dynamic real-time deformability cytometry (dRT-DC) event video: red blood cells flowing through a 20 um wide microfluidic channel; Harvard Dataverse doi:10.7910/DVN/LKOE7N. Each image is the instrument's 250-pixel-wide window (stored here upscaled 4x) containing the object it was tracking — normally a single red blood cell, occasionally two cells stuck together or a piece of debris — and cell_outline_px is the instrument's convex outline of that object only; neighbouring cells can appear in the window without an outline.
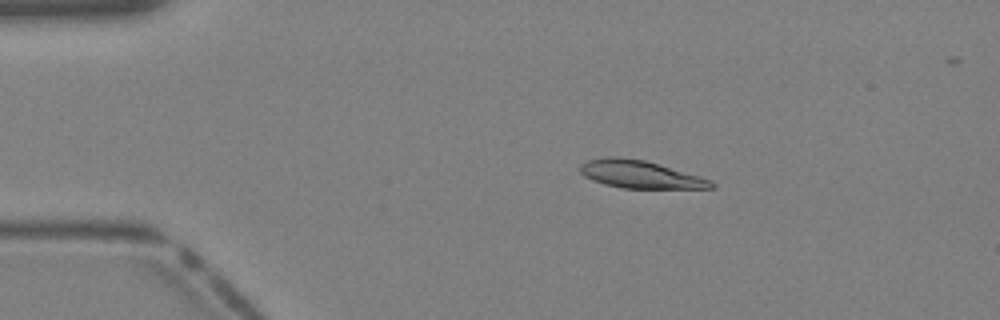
{"species": "Egyptian fruit bat (a non-hibernating species)", "species_latin": "Rousettus aegyptiacus", "temperature_condition": "warm", "stored_images_in_passage": 33, "camera_frame_rate_fps": 3000, "um_per_image_px": 0.085, "animal": {"sex": "female"}, "frame": {"image": 1, "passage_image": 1, "time_ms": 0.0, "image_size_px": [1000, 320], "cell_outline_px": [[716, 188], [620, 188], [604, 184], [592, 180], [584, 176], [580, 172], [580, 164], [588, 160], [608, 156], [620, 156], [644, 160], [700, 176], [712, 180], [716, 184]], "centroid_in_image_um": [54.4, 14.82], "position_along_channel_um": 30.6, "area_um2": 21.21}}
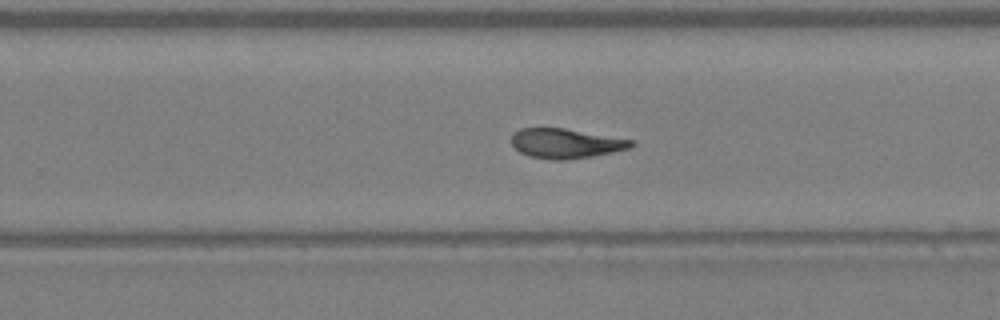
{"frame": {"image": 2, "passage_image": 19, "time_ms": 6.0, "image_size_px": [1000, 320], "cell_outline_px": [[636, 144], [632, 148], [592, 156], [568, 160], [552, 160], [528, 156], [520, 152], [512, 144], [512, 132], [520, 128], [564, 128], [632, 140]], "centroid_in_image_um": [48.08, 12.19], "position_along_channel_um": 281.7, "area_um2": 20.75}}
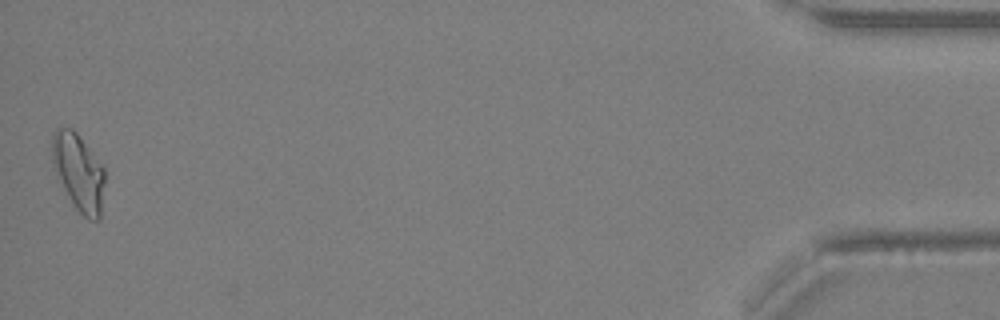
{"frame": {"image": 3, "passage_image": 33, "time_ms": 10.667, "image_size_px": [1000, 320], "cell_outline_px": [[104, 180], [100, 220], [88, 220], [76, 208], [56, 176], [52, 164], [52, 136], [56, 128], [72, 128], [76, 132], [104, 164]], "centroid_in_image_um": [6.68, 14.61], "position_along_channel_um": 428.5, "area_um2": 23.76}}